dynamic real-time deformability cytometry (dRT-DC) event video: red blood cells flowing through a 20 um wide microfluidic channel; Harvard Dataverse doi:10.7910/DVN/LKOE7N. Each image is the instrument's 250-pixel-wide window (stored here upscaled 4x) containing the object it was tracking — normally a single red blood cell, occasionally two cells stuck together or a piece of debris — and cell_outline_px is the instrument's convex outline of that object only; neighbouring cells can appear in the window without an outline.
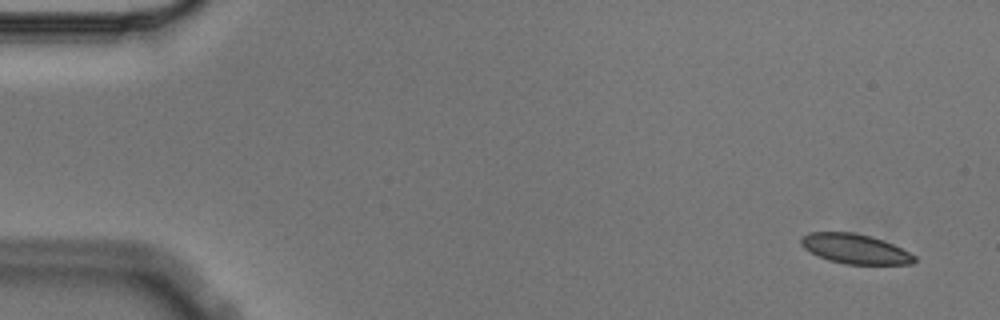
{"species": "Egyptian fruit bat (a non-hibernating species)", "species_latin": "Rousettus aegyptiacus", "temperature_condition": "cold", "stored_images_in_passage": 5, "camera_frame_rate_fps": 3000, "um_per_image_px": 0.085, "animal": {"sex": "male"}, "frame": {"image": 1, "passage_image": 1, "time_ms": 0.0, "image_size_px": [1000, 320], "cell_outline_px": [[916, 260], [912, 264], [844, 264], [828, 260], [804, 248], [800, 244], [800, 240], [808, 232], [852, 232], [872, 236], [884, 240], [916, 256]], "centroid_in_image_um": [72.68, 21.15], "position_along_channel_um": 12.3, "area_um2": 19.54}}